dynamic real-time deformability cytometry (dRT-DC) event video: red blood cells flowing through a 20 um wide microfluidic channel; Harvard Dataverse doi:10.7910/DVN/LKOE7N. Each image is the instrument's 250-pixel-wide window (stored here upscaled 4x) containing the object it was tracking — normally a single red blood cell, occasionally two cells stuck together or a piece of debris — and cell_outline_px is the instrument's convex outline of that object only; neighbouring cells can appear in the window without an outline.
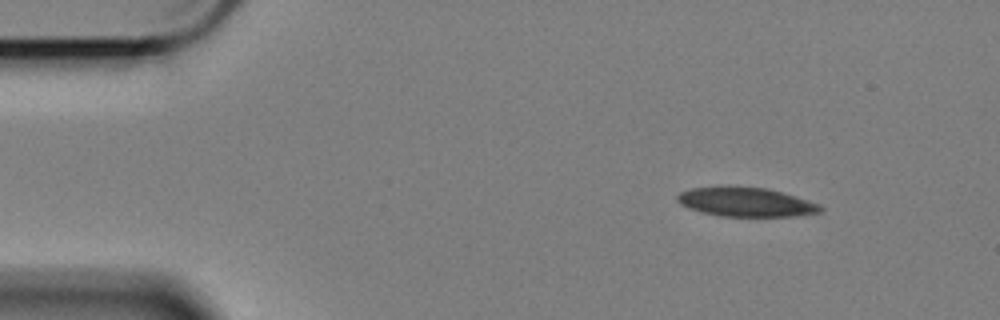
{"species": "Egyptian fruit bat (a non-hibernating species)", "species_latin": "Rousettus aegyptiacus", "temperature_condition": "cold", "stored_images_in_passage": 53, "camera_frame_rate_fps": 3000, "um_per_image_px": 0.085, "animal": {"sex": "female"}, "frame": {"image": 1, "passage_image": 2, "time_ms": 0.333, "image_size_px": [1000, 320], "cell_outline_px": [[824, 208], [820, 212], [792, 216], [724, 216], [704, 212], [688, 208], [680, 204], [676, 200], [676, 196], [680, 192], [692, 188], [768, 188], [820, 204]], "centroid_in_image_um": [63.42, 17.19], "position_along_channel_um": 21.6, "area_um2": 23.52}}
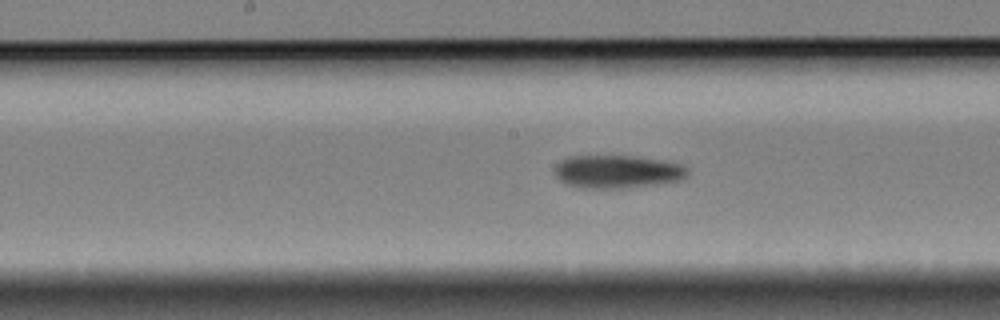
{"frame": {"image": 2, "passage_image": 24, "time_ms": 7.667, "image_size_px": [1000, 320], "cell_outline_px": [[688, 176], [684, 180], [664, 184], [628, 188], [580, 188], [568, 184], [560, 180], [556, 176], [556, 164], [560, 160], [568, 156], [632, 156], [664, 160], [680, 164], [688, 168]], "centroid_in_image_um": [52.54, 14.6], "position_along_channel_um": 195.7, "area_um2": 26.01}}
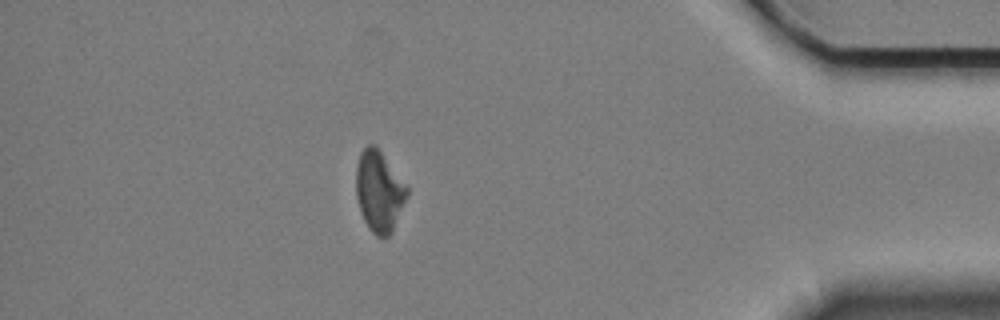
{"frame": {"image": 3, "passage_image": 46, "time_ms": 15.0, "image_size_px": [1000, 320], "cell_outline_px": [[408, 196], [392, 232], [388, 236], [376, 236], [368, 228], [360, 212], [356, 196], [356, 164], [360, 152], [368, 144], [372, 144], [380, 152], [408, 184]], "centroid_in_image_um": [32.23, 16.27], "position_along_channel_um": 403.0, "area_um2": 24.16}, "authors_computed_cell_mechanics": {"area_um2": 25.2586, "velocity_mm_per_s": 3.3927, "shape_relaxation_time_tau1_ms": 7.1966, "shape_relaxation_time_tau2_ms": 4.5579, "deformation_change_tau1": 0.1278, "deformation_change_tau2": 0.1135}}